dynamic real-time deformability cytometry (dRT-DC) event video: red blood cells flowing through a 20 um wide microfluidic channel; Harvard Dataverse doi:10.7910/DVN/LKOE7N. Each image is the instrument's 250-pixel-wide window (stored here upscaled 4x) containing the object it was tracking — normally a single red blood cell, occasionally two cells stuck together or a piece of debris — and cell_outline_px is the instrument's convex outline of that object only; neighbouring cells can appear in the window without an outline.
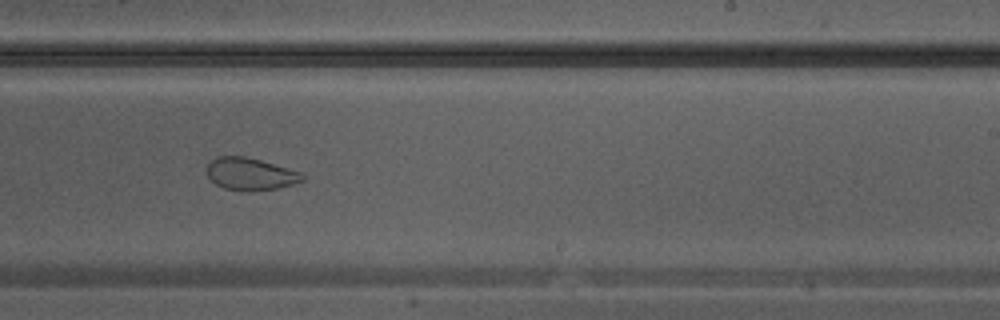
{"species": "Egyptian fruit bat (a non-hibernating species)", "species_latin": "Rousettus aegyptiacus", "temperature_condition": "warm", "stored_images_in_passage": 30, "camera_frame_rate_fps": 3000, "um_per_image_px": 0.085, "animal": {"sex": "male"}, "frame": {"image": 1, "passage_image": 18, "time_ms": 5.667, "image_size_px": [1000, 320], "cell_outline_px": [[304, 180], [292, 184], [276, 188], [248, 192], [244, 192], [224, 188], [216, 184], [208, 176], [208, 164], [216, 156], [244, 156], [260, 160], [300, 172], [304, 176]], "centroid_in_image_um": [21.26, 14.8], "position_along_channel_um": 267.7, "area_um2": 17.8}}